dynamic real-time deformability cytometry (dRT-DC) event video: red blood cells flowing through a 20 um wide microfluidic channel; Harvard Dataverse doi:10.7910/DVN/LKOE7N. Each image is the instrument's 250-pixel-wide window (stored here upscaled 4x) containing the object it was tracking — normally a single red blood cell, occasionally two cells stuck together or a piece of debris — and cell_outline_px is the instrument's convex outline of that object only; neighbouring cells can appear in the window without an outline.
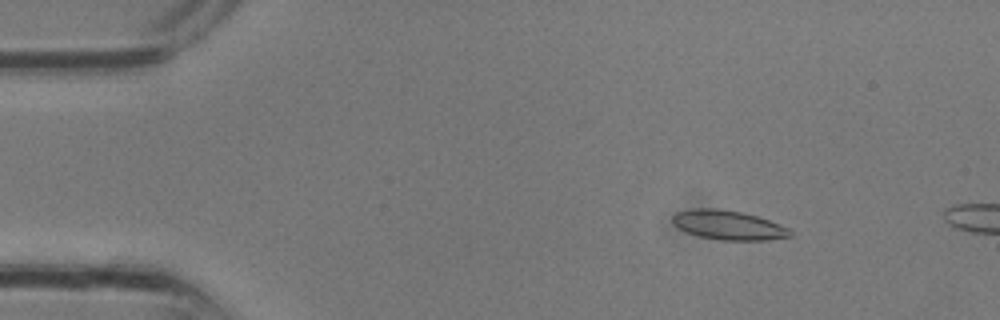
{"species": "common noctule bat (a hibernating species)", "species_latin": "Nyctalus noctula", "temperature_condition": "room temperature", "stored_images_in_passage": 8, "camera_frame_rate_fps": 3000, "um_per_image_px": 0.085, "animal": {"sex": "male", "body_mass_g": 13.3}, "frame": {"image": 1, "passage_image": 5, "time_ms": 1.333, "image_size_px": [1000, 320], "cell_outline_px": [[792, 236], [768, 240], [720, 240], [700, 236], [688, 232], [680, 228], [672, 220], [672, 216], [676, 212], [692, 208], [716, 208], [744, 212], [768, 220], [788, 228], [792, 232]], "centroid_in_image_um": [61.92, 19.12], "position_along_channel_um": 23.1, "area_um2": 19.94}}